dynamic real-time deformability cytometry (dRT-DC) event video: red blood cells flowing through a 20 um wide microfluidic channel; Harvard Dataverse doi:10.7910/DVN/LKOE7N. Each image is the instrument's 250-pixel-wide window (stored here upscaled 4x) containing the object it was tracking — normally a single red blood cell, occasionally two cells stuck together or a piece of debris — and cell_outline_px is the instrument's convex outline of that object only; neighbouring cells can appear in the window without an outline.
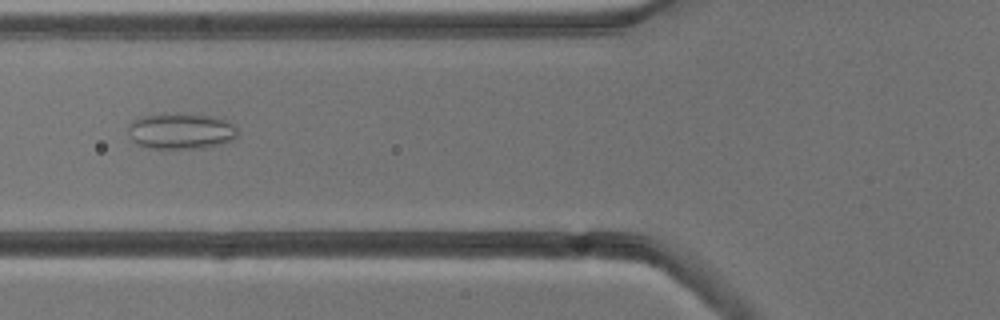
{"species": "common noctule bat (a hibernating species)", "species_latin": "Nyctalus noctula", "temperature_condition": "cold", "stored_images_in_passage": 8, "camera_frame_rate_fps": 3000, "um_per_image_px": 0.085, "animal": {"sex": "male", "body_mass_g": 13.3}, "frame": {"image": 1, "passage_image": 6, "time_ms": 6.667, "image_size_px": [1000, 320], "cell_outline_px": [[236, 140], [224, 144], [204, 148], [144, 148], [136, 144], [132, 140], [128, 132], [128, 124], [132, 120], [144, 116], [212, 116], [224, 120], [232, 124], [236, 128]], "centroid_in_image_um": [15.38, 11.21], "position_along_channel_um": 110.4, "area_um2": 22.37}}